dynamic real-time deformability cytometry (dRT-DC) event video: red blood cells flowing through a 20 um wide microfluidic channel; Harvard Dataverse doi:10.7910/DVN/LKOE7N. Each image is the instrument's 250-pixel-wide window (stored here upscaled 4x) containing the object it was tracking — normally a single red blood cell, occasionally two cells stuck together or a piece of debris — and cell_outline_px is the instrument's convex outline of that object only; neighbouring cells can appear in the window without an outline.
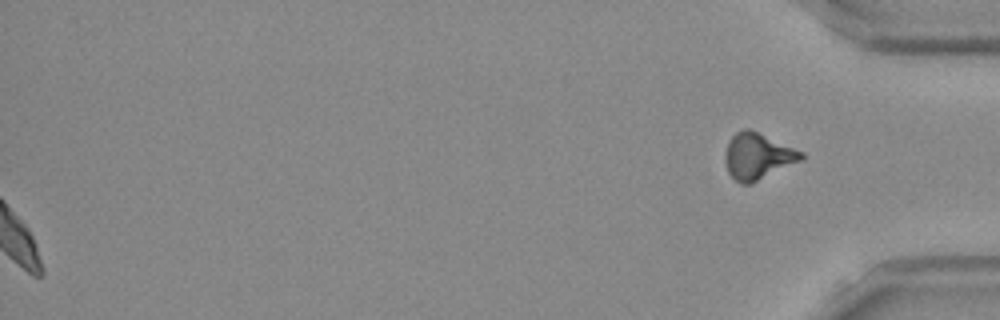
{"species": "Egyptian fruit bat (a non-hibernating species)", "species_latin": "Rousettus aegyptiacus", "temperature_condition": "room temperature", "stored_images_in_passage": 53, "segment_of_instrument_passage": [2, 2], "camera_frame_rate_fps": 3000, "um_per_image_px": 0.085, "frame": {"image": 1, "passage_image": 53, "time_ms": 17.333, "image_size_px": [1000, 320], "cell_outline_px": [[804, 160], [748, 184], [740, 184], [728, 172], [724, 160], [724, 156], [728, 140], [736, 132], [744, 128], [748, 128], [804, 152]], "centroid_in_image_um": [64.4, 13.27], "position_along_channel_um": 370.8, "area_um2": 20.46}}